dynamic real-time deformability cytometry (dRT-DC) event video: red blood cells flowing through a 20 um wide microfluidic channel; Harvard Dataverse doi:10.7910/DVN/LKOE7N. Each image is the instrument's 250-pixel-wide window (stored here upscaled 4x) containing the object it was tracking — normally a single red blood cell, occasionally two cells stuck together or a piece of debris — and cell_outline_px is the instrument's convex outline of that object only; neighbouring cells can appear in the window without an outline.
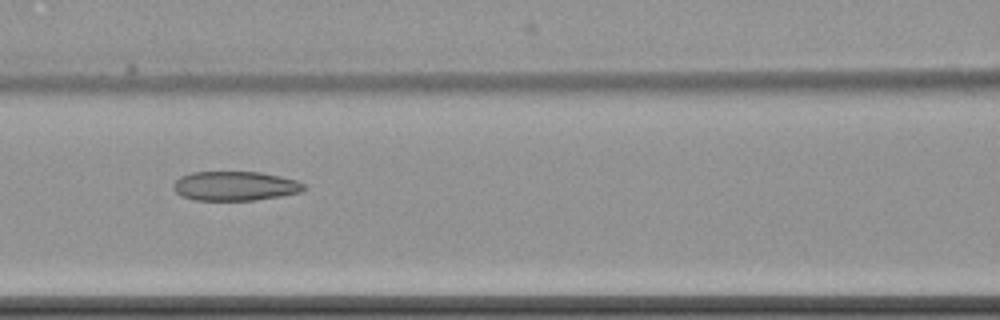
{"species": "common noctule bat (a hibernating species)", "species_latin": "Nyctalus noctula", "temperature_condition": "cold", "stored_images_in_passage": 16, "camera_frame_rate_fps": 3000, "um_per_image_px": 0.085, "animal": {"sex": "female", "body_mass_g": 22.7, "forearm_length_mm": 54.2}, "frame": {"image": 1, "passage_image": 7, "time_ms": 7.0, "image_size_px": [1000, 320], "cell_outline_px": [[308, 188], [300, 192], [280, 196], [252, 200], [196, 200], [184, 196], [176, 192], [172, 188], [172, 184], [180, 176], [192, 172], [260, 172], [280, 176], [296, 180], [308, 184]], "centroid_in_image_um": [20.01, 15.8], "position_along_channel_um": 146.6, "area_um2": 22.37}}
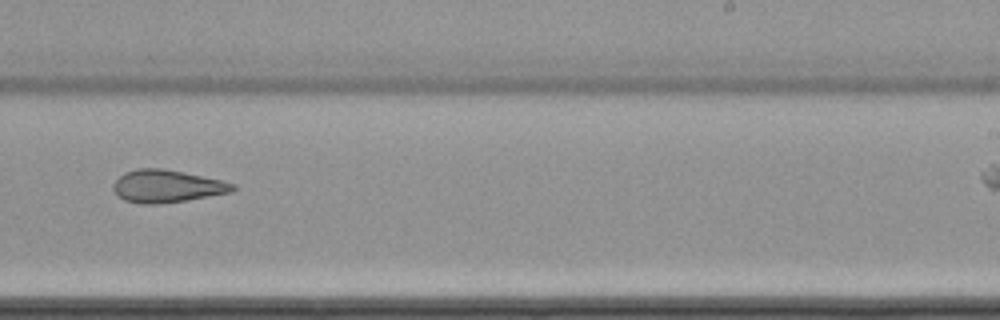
{"frame": {"image": 2, "passage_image": 10, "time_ms": 10.667, "image_size_px": [1000, 320], "cell_outline_px": [[236, 188], [232, 192], [184, 200], [156, 204], [140, 204], [124, 200], [116, 196], [112, 188], [112, 184], [124, 172], [136, 168], [160, 168], [184, 172], [220, 180], [236, 184]], "centroid_in_image_um": [14.13, 15.82], "position_along_channel_um": 274.9, "area_um2": 22.66}}
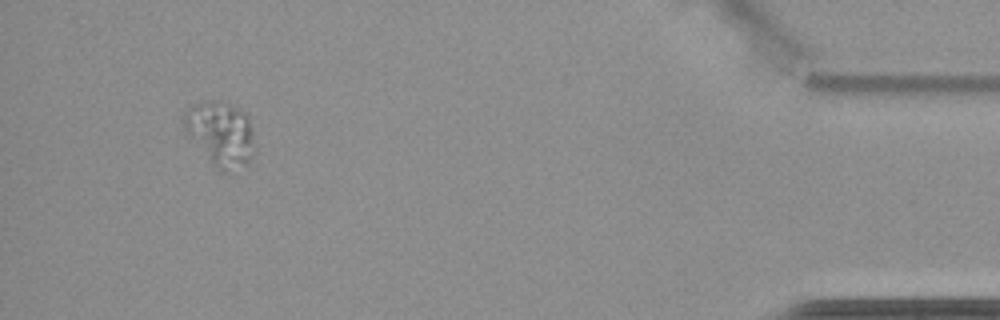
{"frame": {"image": 3, "passage_image": 16, "time_ms": 18.667, "image_size_px": [1000, 320], "cell_outline_px": [[256, 152], [248, 164], [228, 172], [224, 172], [212, 164], [184, 132], [180, 120], [184, 112], [192, 104], [200, 100], [220, 100], [244, 112], [248, 116], [256, 144]], "centroid_in_image_um": [18.73, 11.35], "position_along_channel_um": 416.5, "area_um2": 27.4}}